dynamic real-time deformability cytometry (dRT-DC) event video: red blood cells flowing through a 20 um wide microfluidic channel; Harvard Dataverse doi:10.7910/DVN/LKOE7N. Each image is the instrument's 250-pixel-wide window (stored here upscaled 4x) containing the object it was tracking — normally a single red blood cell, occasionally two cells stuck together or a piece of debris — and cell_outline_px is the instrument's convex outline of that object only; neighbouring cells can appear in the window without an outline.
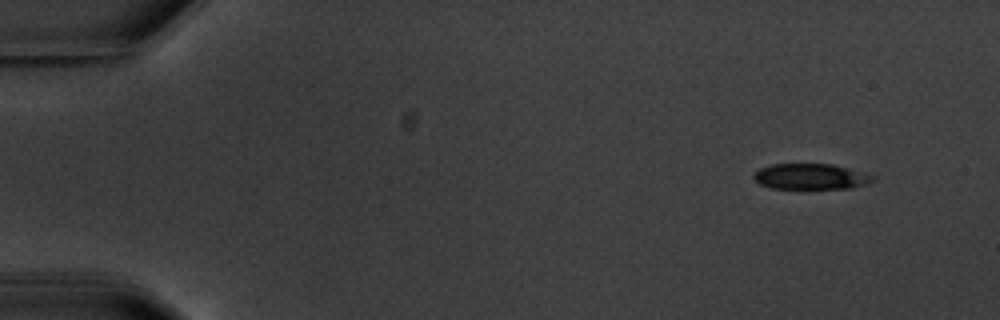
{"species": "common noctule bat (a hibernating species)", "species_latin": "Nyctalus noctula", "temperature_condition": "warm", "stored_images_in_passage": 4, "camera_frame_rate_fps": 3000, "um_per_image_px": 0.085, "animal": {"sex": "male", "body_mass_g": 20.1, "forearm_length_mm": 53.5}, "frame": {"image": 1, "passage_image": 1, "time_ms": 0.0, "image_size_px": [1000, 320], "cell_outline_px": [[876, 180], [852, 188], [772, 188], [760, 184], [752, 176], [760, 168], [772, 164], [832, 164], [876, 176]], "centroid_in_image_um": [68.92, 15.0], "position_along_channel_um": 16.1, "area_um2": 17.63}}
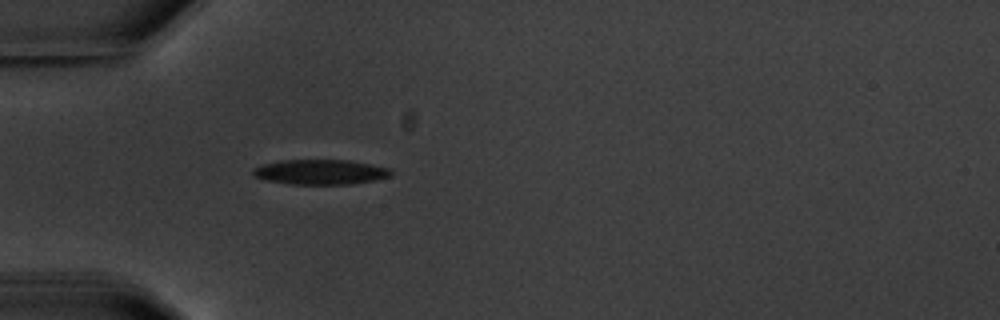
{"frame": {"image": 2, "passage_image": 4, "time_ms": 4.333, "image_size_px": [1000, 320], "cell_outline_px": [[392, 172], [388, 176], [372, 180], [352, 184], [292, 184], [268, 180], [256, 176], [252, 172], [252, 168], [260, 164], [280, 160], [348, 160], [392, 168]], "centroid_in_image_um": [27.21, 14.6], "position_along_channel_um": 57.8, "area_um2": 19.94}}